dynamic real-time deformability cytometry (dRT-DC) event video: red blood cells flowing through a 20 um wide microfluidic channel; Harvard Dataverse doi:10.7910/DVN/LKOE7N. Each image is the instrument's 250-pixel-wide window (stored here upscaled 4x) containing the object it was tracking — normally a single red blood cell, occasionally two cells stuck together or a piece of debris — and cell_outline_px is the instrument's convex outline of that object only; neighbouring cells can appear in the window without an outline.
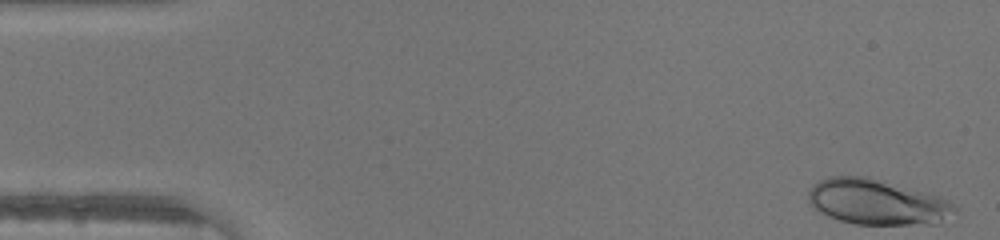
{"species": "human", "species_latin": "Homo sapiens", "temperature_condition": "warm", "stored_images_in_passage": 45, "camera_frame_rate_fps": 3000, "um_per_image_px": 0.085, "donor": {"sex": "male"}, "frame": {"image": 1, "passage_image": 1, "time_ms": 0.0, "image_size_px": [1000, 240], "cell_outline_px": [[956, 208], [940, 224], [856, 224], [840, 220], [828, 216], [820, 212], [808, 200], [808, 192], [820, 180], [832, 176], [868, 176], [936, 196], [948, 200], [956, 204]], "centroid_in_image_um": [74.54, 17.18], "position_along_channel_um": 10.5, "area_um2": 38.15}}
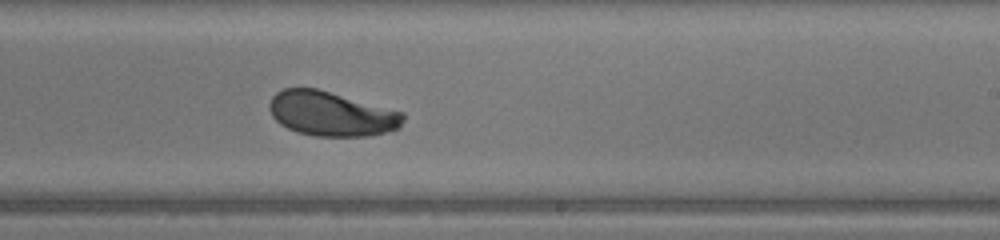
{"frame": {"image": 2, "passage_image": 27, "time_ms": 8.667, "image_size_px": [1000, 240], "cell_outline_px": [[404, 120], [400, 128], [388, 132], [368, 136], [316, 136], [296, 132], [280, 124], [272, 116], [268, 108], [268, 104], [272, 96], [276, 92], [284, 88], [316, 88], [404, 112]], "centroid_in_image_um": [28.16, 9.67], "position_along_channel_um": 260.8, "area_um2": 34.91}}
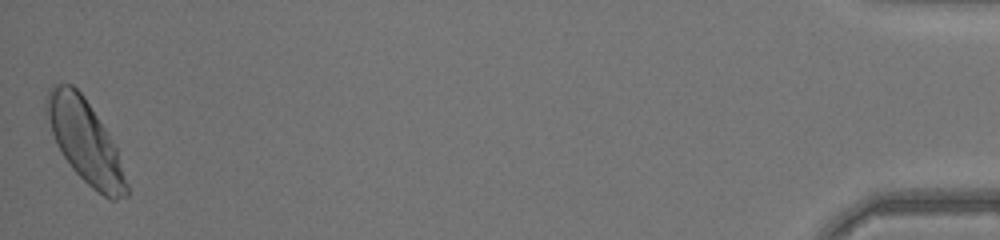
{"frame": {"image": 3, "passage_image": 45, "time_ms": 14.667, "image_size_px": [1000, 240], "cell_outline_px": [[128, 196], [116, 200], [108, 200], [92, 188], [72, 168], [64, 156], [52, 132], [44, 104], [48, 88], [52, 84], [72, 84], [84, 96], [104, 128], [116, 148], [128, 184]], "centroid_in_image_um": [7.24, 12.02], "position_along_channel_um": 428.0, "area_um2": 37.8}}